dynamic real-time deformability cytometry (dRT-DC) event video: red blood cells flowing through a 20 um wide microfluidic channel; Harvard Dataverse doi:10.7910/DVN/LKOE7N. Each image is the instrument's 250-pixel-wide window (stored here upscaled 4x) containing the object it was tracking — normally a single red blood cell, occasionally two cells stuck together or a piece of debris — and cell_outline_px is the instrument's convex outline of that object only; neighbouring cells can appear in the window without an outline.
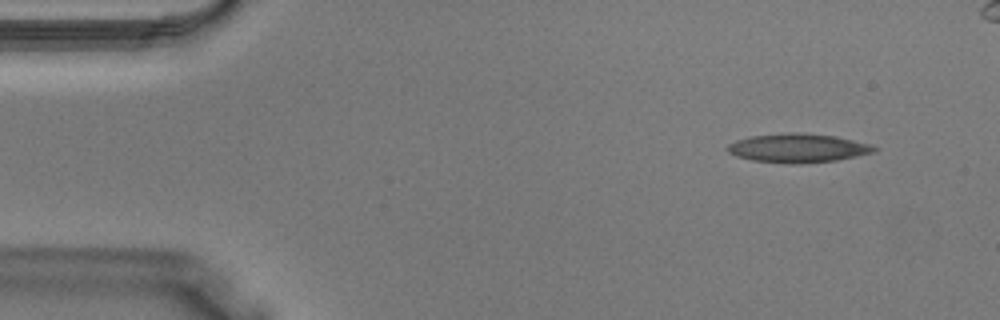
{"species": "Egyptian fruit bat (a non-hibernating species)", "species_latin": "Rousettus aegyptiacus", "temperature_condition": "warm", "stored_images_in_passage": 34, "camera_frame_rate_fps": 3000, "um_per_image_px": 0.085, "animal": {"sex": "male"}, "frame": {"image": 1, "passage_image": 1, "time_ms": 0.0, "image_size_px": [1000, 320], "cell_outline_px": [[876, 152], [836, 160], [800, 164], [792, 164], [752, 160], [736, 156], [728, 152], [724, 148], [728, 144], [736, 140], [748, 136], [792, 132], [800, 132], [836, 136], [868, 144], [876, 148]], "centroid_in_image_um": [67.76, 12.58], "position_along_channel_um": 17.2, "area_um2": 24.74}}
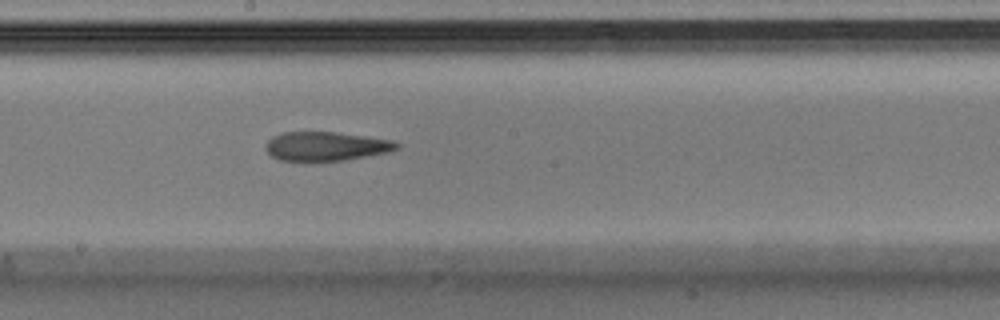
{"frame": {"image": 2, "passage_image": 18, "time_ms": 5.667, "image_size_px": [1000, 320], "cell_outline_px": [[400, 148], [388, 152], [344, 160], [280, 160], [272, 156], [264, 148], [268, 140], [272, 136], [280, 132], [332, 132], [364, 136], [392, 140], [400, 144]], "centroid_in_image_um": [27.7, 12.42], "position_along_channel_um": 220.5, "area_um2": 21.91}}
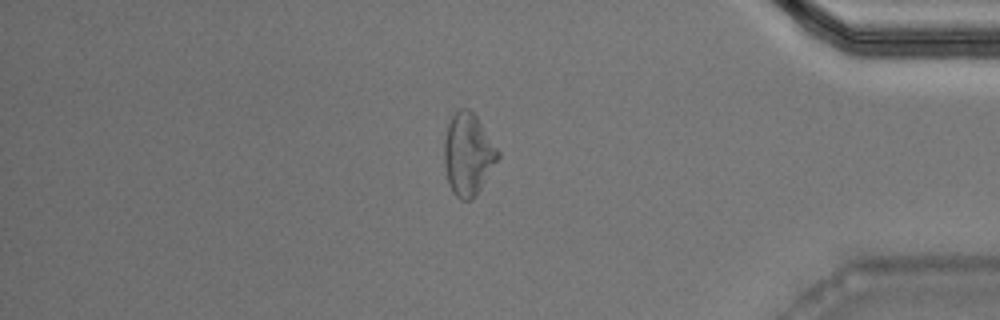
{"frame": {"image": 3, "passage_image": 30, "time_ms": 9.667, "image_size_px": [1000, 320], "cell_outline_px": [[500, 156], [476, 196], [472, 200], [460, 200], [452, 192], [448, 184], [444, 164], [444, 140], [448, 124], [452, 116], [460, 108], [468, 108], [476, 116], [500, 152]], "centroid_in_image_um": [39.77, 13.14], "position_along_channel_um": 395.4, "area_um2": 25.66}}